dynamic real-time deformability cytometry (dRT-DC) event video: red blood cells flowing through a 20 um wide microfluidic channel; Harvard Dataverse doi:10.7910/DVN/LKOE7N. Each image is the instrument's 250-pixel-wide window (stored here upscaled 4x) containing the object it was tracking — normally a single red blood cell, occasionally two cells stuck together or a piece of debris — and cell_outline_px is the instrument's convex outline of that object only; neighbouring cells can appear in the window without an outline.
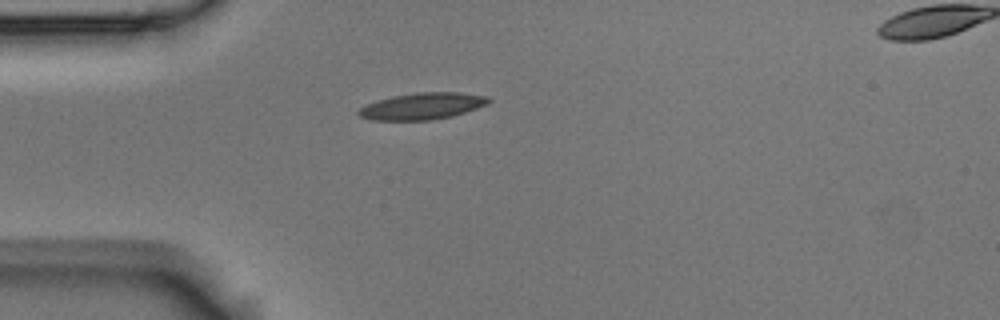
{"species": "Egyptian fruit bat (a non-hibernating species)", "species_latin": "Rousettus aegyptiacus", "temperature_condition": "room temperature", "stored_images_in_passage": 2, "camera_frame_rate_fps": 3000, "um_per_image_px": 0.085, "animal": {"sex": "male"}, "frame": {"image": 1, "passage_image": 1, "time_ms": 0.0, "image_size_px": [1000, 320], "cell_outline_px": [[492, 100], [488, 104], [452, 116], [428, 120], [372, 120], [360, 116], [356, 112], [360, 108], [368, 104], [392, 96], [416, 92], [460, 92], [488, 96]], "centroid_in_image_um": [35.93, 9.01], "position_along_channel_um": 49.1, "area_um2": 20.06}}